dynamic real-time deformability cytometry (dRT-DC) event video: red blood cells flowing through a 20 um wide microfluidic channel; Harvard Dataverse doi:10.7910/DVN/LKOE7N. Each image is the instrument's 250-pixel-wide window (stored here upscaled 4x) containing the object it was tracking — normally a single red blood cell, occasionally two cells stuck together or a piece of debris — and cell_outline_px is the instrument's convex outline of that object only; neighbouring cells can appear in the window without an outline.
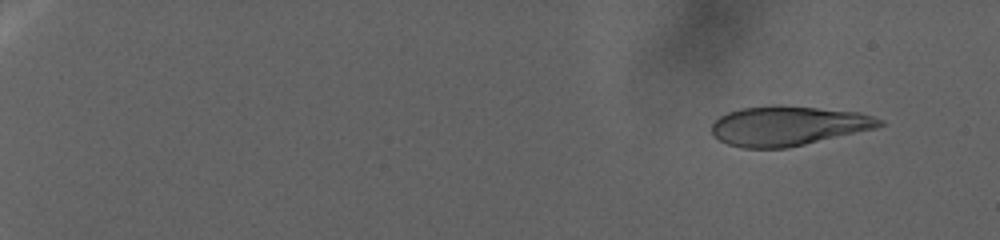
{"species": "human", "species_latin": "Homo sapiens", "temperature_condition": "warm", "stored_images_in_passage": 93, "camera_frame_rate_fps": 3000, "um_per_image_px": 0.085, "donor": {"sex": "female"}, "frame": {"image": 1, "passage_image": 8, "time_ms": 4.667, "image_size_px": [1000, 240], "cell_outline_px": [[884, 124], [876, 128], [788, 148], [744, 148], [728, 144], [720, 140], [712, 132], [712, 124], [720, 116], [728, 112], [740, 108], [768, 104], [780, 104], [860, 112], [884, 120]], "centroid_in_image_um": [67.0, 10.68], "position_along_channel_um": 18.0, "area_um2": 38.96}}
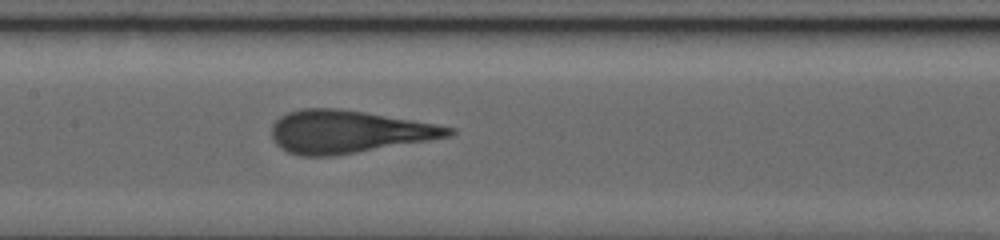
{"frame": {"image": 2, "passage_image": 55, "time_ms": 30.0, "image_size_px": [1000, 240], "cell_outline_px": [[456, 132], [452, 136], [332, 156], [300, 156], [288, 152], [280, 148], [272, 140], [272, 124], [280, 116], [288, 112], [300, 108], [340, 108], [436, 124], [456, 128]], "centroid_in_image_um": [29.57, 11.19], "position_along_channel_um": 177.8, "area_um2": 43.93}}
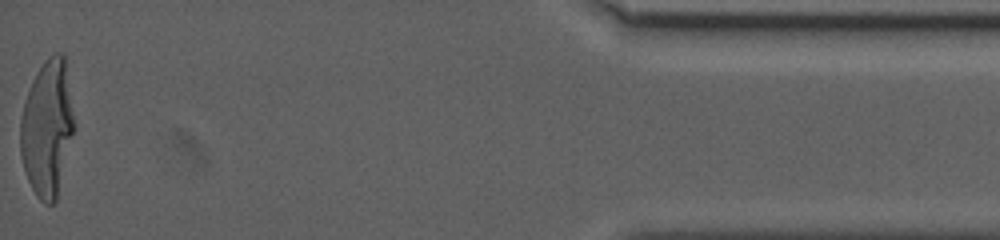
{"frame": {"image": 3, "passage_image": 93, "time_ms": 52.0, "image_size_px": [1000, 240], "cell_outline_px": [[72, 132], [56, 200], [52, 204], [44, 204], [36, 196], [28, 180], [24, 168], [20, 152], [20, 120], [24, 104], [32, 80], [44, 60], [52, 52], [64, 52], [72, 112]], "centroid_in_image_um": [3.97, 10.86], "position_along_channel_um": 431.2, "area_um2": 41.79}}